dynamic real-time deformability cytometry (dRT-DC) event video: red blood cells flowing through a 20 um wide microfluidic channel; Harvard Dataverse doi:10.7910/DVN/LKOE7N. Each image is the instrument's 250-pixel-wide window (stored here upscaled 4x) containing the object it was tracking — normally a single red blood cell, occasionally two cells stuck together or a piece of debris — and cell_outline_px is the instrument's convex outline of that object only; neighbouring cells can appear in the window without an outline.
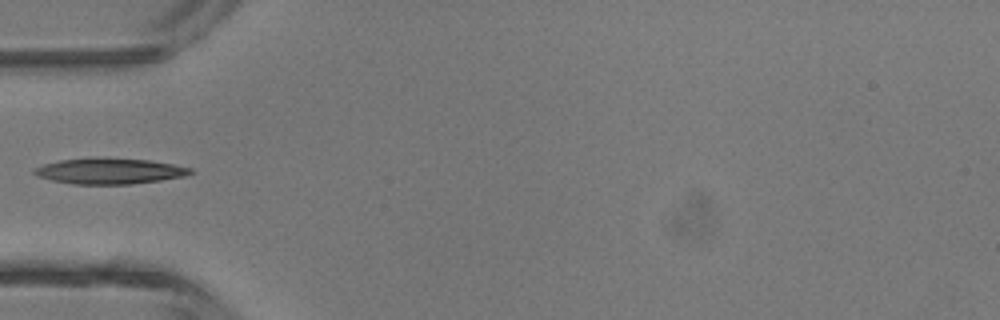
{"species": "common noctule bat (a hibernating species)", "species_latin": "Nyctalus noctula", "temperature_condition": "room temperature", "stored_images_in_passage": 3, "camera_frame_rate_fps": 3000, "um_per_image_px": 0.085, "animal": {"sex": "male", "body_mass_g": 13.3}, "frame": {"image": 1, "passage_image": 3, "time_ms": 2.333, "image_size_px": [1000, 320], "cell_outline_px": [[196, 172], [184, 176], [160, 180], [132, 184], [72, 184], [52, 180], [40, 176], [32, 172], [36, 168], [44, 164], [60, 160], [148, 160], [172, 164], [192, 168]], "centroid_in_image_um": [9.38, 14.58], "position_along_channel_um": 75.6, "area_um2": 22.37}}